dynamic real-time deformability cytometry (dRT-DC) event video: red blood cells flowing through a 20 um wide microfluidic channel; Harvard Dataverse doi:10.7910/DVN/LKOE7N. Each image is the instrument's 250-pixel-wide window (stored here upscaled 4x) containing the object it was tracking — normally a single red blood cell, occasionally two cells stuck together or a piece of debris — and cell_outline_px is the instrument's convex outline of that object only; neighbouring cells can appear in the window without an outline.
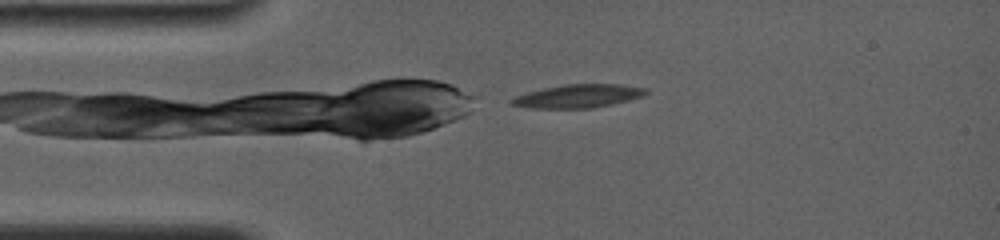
{"species": "common noctule bat (a hibernating species)", "species_latin": "Nyctalus noctula", "temperature_condition": "room temperature", "stored_images_in_passage": 28, "camera_frame_rate_fps": 4000, "um_per_image_px": 0.085, "animal": {"sex": "female", "body_mass_g": 19.0, "forearm_length_mm": 56.7}, "frame": {"image": 1, "passage_image": 1, "time_ms": 0.0, "image_size_px": [1000, 240], "cell_outline_px": [[648, 92], [644, 96], [628, 100], [592, 108], [528, 108], [512, 104], [512, 100], [516, 96], [528, 92], [544, 88], [564, 84], [620, 84], [648, 88]], "centroid_in_image_um": [49.2, 8.16], "position_along_channel_um": 35.8, "area_um2": 18.09}}
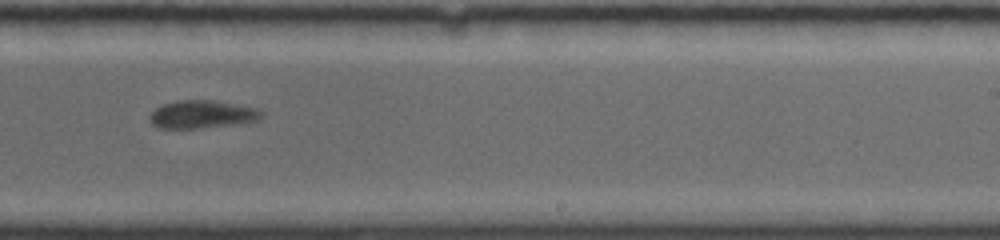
{"frame": {"image": 2, "passage_image": 14, "time_ms": 7.0, "image_size_px": [1000, 240], "cell_outline_px": [[264, 112], [256, 120], [248, 124], [200, 128], [160, 128], [152, 124], [148, 120], [148, 116], [156, 108], [164, 104], [176, 100], [212, 100], [260, 108]], "centroid_in_image_um": [17.21, 9.73], "position_along_channel_um": 271.8, "area_um2": 18.55}}
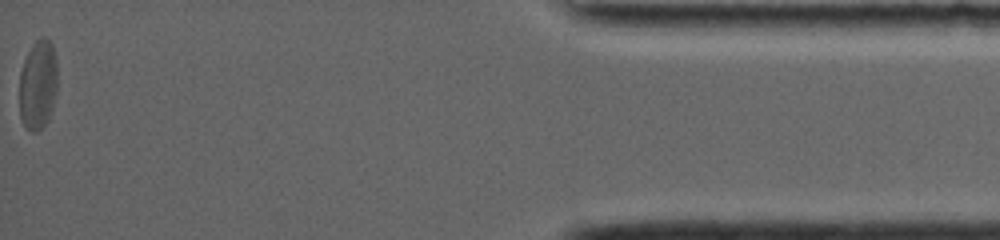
{"frame": {"image": 3, "passage_image": 28, "time_ms": 13.25, "image_size_px": [1000, 240], "cell_outline_px": [[56, 92], [52, 108], [48, 120], [36, 132], [32, 132], [24, 128], [20, 116], [20, 72], [24, 60], [32, 44], [40, 36], [44, 36], [52, 44], [56, 60]], "centroid_in_image_um": [3.21, 7.2], "position_along_channel_um": 432.0, "area_um2": 19.88}, "authors_computed_cell_mechanics": {"area_um2": 19.4208, "velocity_mm_per_s": 3.7496, "shape_relaxation_time_tau1_ms": 3.7497, "shape_relaxation_time_tau2_ms": 1.7225, "deformation_change_tau1": 0.1212, "deformation_change_tau2": 0.0499}}